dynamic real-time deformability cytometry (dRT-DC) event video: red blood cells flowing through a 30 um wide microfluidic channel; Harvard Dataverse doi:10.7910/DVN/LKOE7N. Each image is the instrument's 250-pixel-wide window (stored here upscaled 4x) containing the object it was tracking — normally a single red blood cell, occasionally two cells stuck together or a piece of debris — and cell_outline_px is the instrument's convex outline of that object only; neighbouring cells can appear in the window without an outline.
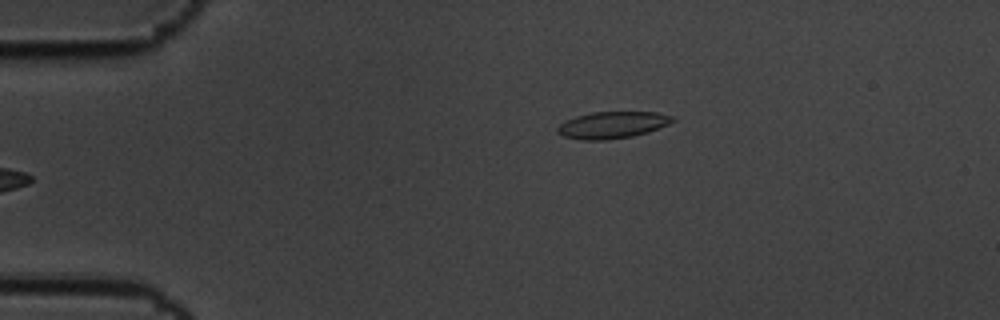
{"species": "common noctule bat (a hibernating species)", "species_latin": "Nyctalus noctula", "temperature_condition": "cold", "stored_images_in_passage": 5, "camera_frame_rate_fps": 3000, "um_per_image_px": 0.085, "animal": {"sex": "male", "body_mass_g": 19.5, "forearm_length_mm": 54.6}, "frame": {"image": 1, "passage_image": 5, "time_ms": 1.333, "image_size_px": [1000, 320], "cell_outline_px": [[676, 120], [668, 124], [648, 132], [632, 136], [604, 140], [580, 140], [564, 136], [556, 132], [556, 128], [564, 120], [576, 116], [592, 112], [656, 112], [672, 116]], "centroid_in_image_um": [52.01, 10.62], "position_along_channel_um": 33.0, "area_um2": 17.98}}